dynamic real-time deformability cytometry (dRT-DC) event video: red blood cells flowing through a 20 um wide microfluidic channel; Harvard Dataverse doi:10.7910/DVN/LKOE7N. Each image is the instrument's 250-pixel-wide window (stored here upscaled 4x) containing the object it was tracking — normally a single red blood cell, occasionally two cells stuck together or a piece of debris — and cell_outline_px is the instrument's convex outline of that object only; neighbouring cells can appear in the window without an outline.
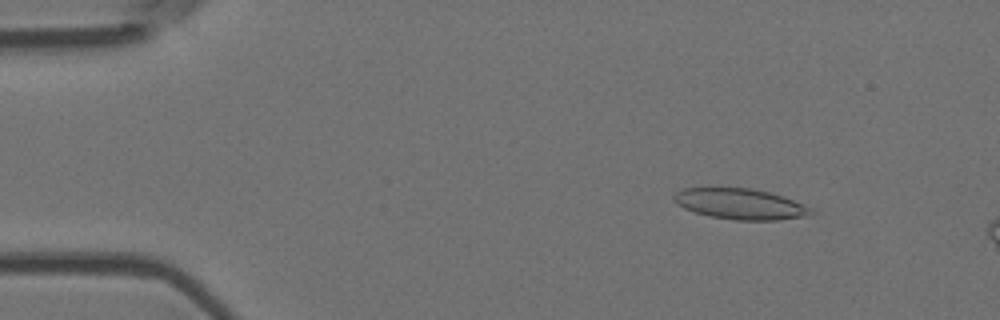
{"species": "Egyptian fruit bat (a non-hibernating species)", "species_latin": "Rousettus aegyptiacus", "temperature_condition": "room temperature", "stored_images_in_passage": 4, "camera_frame_rate_fps": 3000, "um_per_image_px": 0.085, "animal": {"sex": "female"}, "frame": {"image": 1, "passage_image": 2, "time_ms": 0.333, "image_size_px": [1000, 320], "cell_outline_px": [[816, 212], [812, 216], [776, 220], [736, 220], [708, 216], [684, 208], [676, 204], [672, 200], [672, 196], [676, 192], [684, 188], [708, 184], [752, 188], [784, 196], [816, 208]], "centroid_in_image_um": [62.92, 17.29], "position_along_channel_um": 22.1, "area_um2": 26.01}}